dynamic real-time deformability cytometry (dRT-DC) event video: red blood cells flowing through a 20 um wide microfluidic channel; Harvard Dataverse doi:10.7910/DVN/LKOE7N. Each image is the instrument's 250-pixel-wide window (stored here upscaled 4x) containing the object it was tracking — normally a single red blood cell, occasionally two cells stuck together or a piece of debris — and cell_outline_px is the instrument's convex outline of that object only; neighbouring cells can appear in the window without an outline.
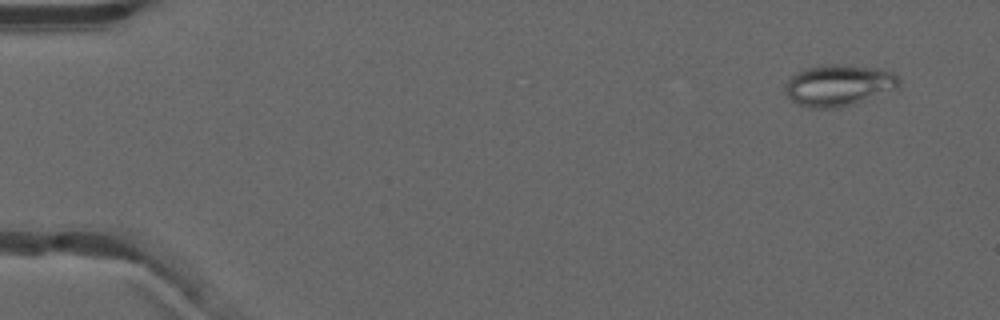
{"species": "common noctule bat (a hibernating species)", "species_latin": "Nyctalus noctula", "temperature_condition": "warm", "stored_images_in_passage": 53, "camera_frame_rate_fps": 3000, "um_per_image_px": 0.085, "animal": {"sex": "male", "forearm_length_mm": 52.5}, "frame": {"image": 1, "passage_image": 4, "time_ms": 1.0, "image_size_px": [1000, 320], "cell_outline_px": [[900, 88], [852, 104], [836, 108], [812, 108], [800, 104], [792, 100], [788, 96], [784, 88], [788, 80], [796, 72], [804, 68], [828, 64], [836, 64], [876, 68], [892, 72], [900, 80]], "centroid_in_image_um": [71.3, 7.24], "position_along_channel_um": 13.7, "area_um2": 27.28}}
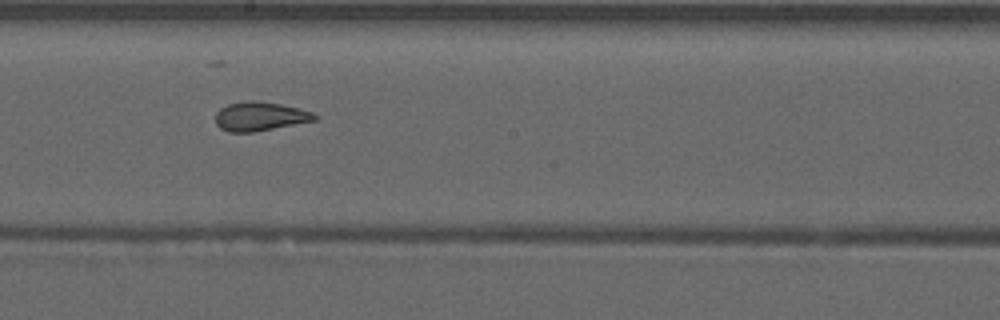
{"frame": {"image": 2, "passage_image": 30, "time_ms": 9.667, "image_size_px": [1000, 320], "cell_outline_px": [[320, 120], [252, 132], [228, 132], [220, 128], [216, 124], [216, 112], [220, 108], [228, 104], [244, 100], [256, 100], [280, 104], [300, 108], [312, 112], [320, 116]], "centroid_in_image_um": [22.14, 9.88], "position_along_channel_um": 226.1, "area_um2": 17.05}}
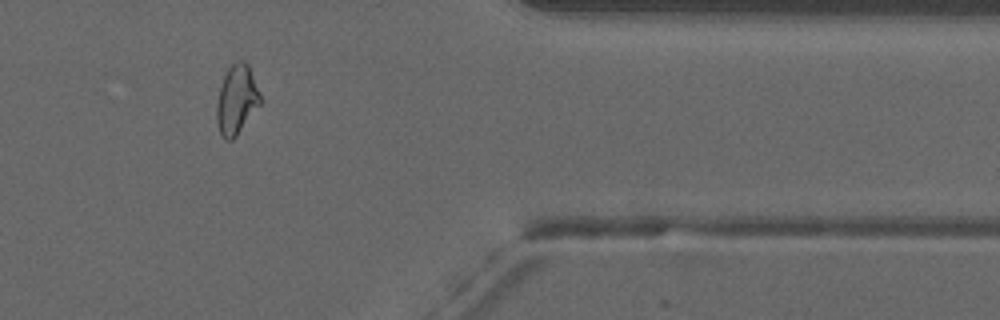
{"frame": {"image": 3, "passage_image": 44, "time_ms": 14.333, "image_size_px": [1000, 320], "cell_outline_px": [[260, 104], [236, 136], [232, 140], [224, 140], [220, 132], [216, 120], [216, 104], [220, 88], [224, 76], [228, 68], [236, 60], [244, 60], [248, 64], [260, 92]], "centroid_in_image_um": [20.1, 8.46], "position_along_channel_um": 391.3, "area_um2": 17.51}, "authors_computed_cell_mechanics": {"area_um2": 18.785, "velocity_mm_per_s": 3.9602, "shape_relaxation_time_tau1_ms": null, "shape_relaxation_time_tau2_ms": 1.3704, "deformation_change_tau1": null, "deformation_change_tau2": 0.0817}}